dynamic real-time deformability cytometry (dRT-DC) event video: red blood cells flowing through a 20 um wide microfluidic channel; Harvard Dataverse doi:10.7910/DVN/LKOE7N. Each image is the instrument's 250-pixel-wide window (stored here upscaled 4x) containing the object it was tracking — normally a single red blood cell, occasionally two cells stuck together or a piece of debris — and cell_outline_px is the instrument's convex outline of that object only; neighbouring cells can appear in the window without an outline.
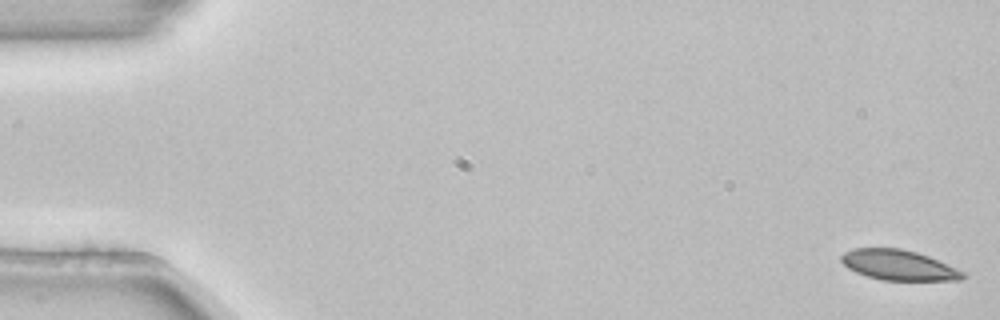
{"species": "common noctule bat (a hibernating species)", "species_latin": "Nyctalus noctula", "temperature_condition": "room temperature", "stored_images_in_passage": 4, "camera_frame_rate_fps": 3000, "um_per_image_px": 0.085, "animal": {"sex": "female", "body_mass_g": 22.7, "forearm_length_mm": 54.2}, "frame": {"image": 1, "passage_image": 1, "time_ms": 0.0, "image_size_px": [1000, 320], "cell_outline_px": [[968, 276], [960, 280], [880, 280], [856, 272], [848, 268], [840, 260], [840, 256], [844, 252], [852, 248], [900, 248], [916, 252], [928, 256], [964, 272]], "centroid_in_image_um": [76.36, 22.53], "position_along_channel_um": 8.6, "area_um2": 21.33}}
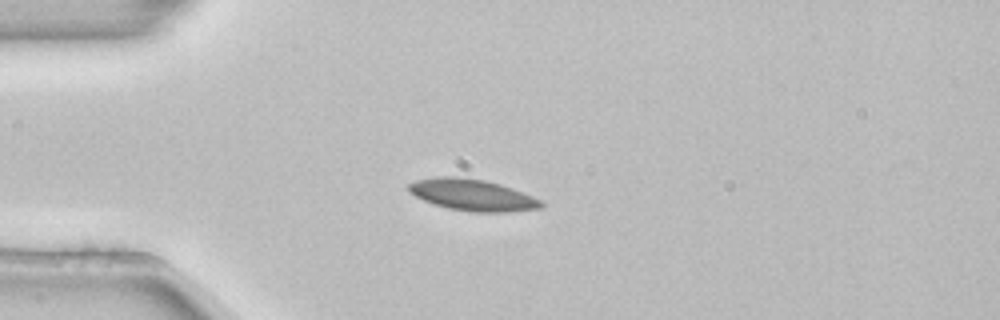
{"frame": {"image": 2, "passage_image": 4, "time_ms": 1.0, "image_size_px": [1000, 320], "cell_outline_px": [[544, 208], [508, 212], [472, 212], [448, 208], [424, 200], [416, 196], [408, 188], [408, 184], [416, 180], [436, 176], [456, 176], [484, 180], [500, 184], [512, 188], [532, 196], [540, 200], [544, 204]], "centroid_in_image_um": [40.19, 16.57], "position_along_channel_um": 44.8, "area_um2": 24.22}}